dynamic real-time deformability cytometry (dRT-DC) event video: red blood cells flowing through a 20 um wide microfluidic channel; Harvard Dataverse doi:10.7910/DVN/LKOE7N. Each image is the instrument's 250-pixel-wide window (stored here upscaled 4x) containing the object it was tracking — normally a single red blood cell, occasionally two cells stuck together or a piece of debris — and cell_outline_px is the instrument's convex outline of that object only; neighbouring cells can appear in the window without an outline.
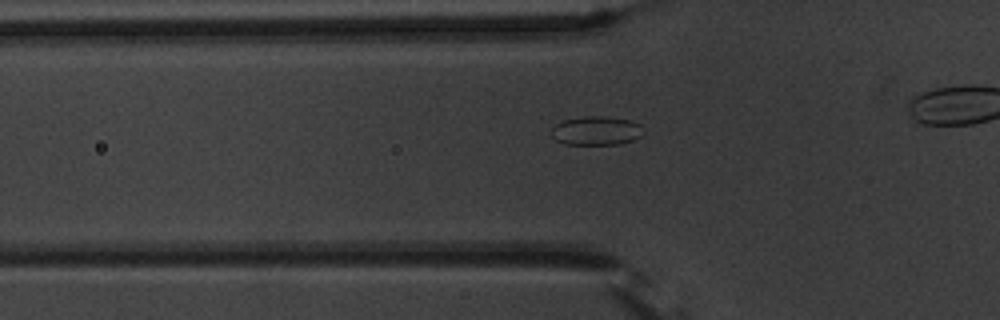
{"species": "common noctule bat (a hibernating species)", "species_latin": "Nyctalus noctula", "temperature_condition": "warm", "stored_images_in_passage": 41, "camera_frame_rate_fps": 3000, "um_per_image_px": 0.085, "animal": {"sex": "male", "body_mass_g": 20.1, "forearm_length_mm": 53.5}, "frame": {"image": 1, "passage_image": 15, "time_ms": 4.667, "image_size_px": [1000, 320], "cell_outline_px": [[640, 136], [632, 140], [620, 144], [564, 144], [556, 140], [552, 136], [552, 128], [556, 124], [564, 120], [584, 116], [604, 116], [628, 120], [640, 124]], "centroid_in_image_um": [50.64, 11.11], "position_along_channel_um": 75.2, "area_um2": 15.2}}
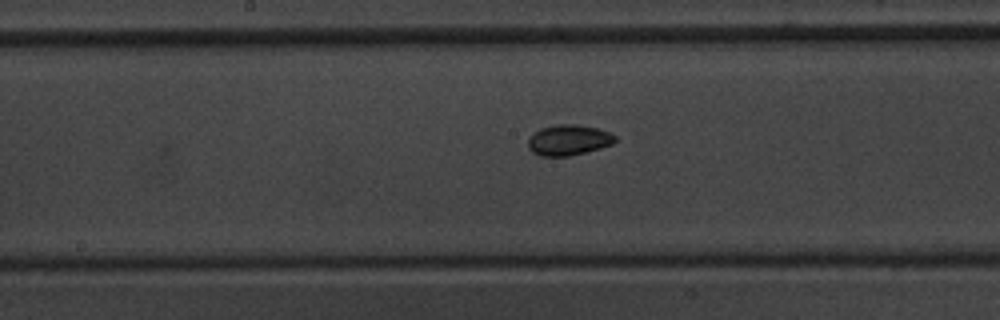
{"frame": {"image": 2, "passage_image": 25, "time_ms": 8.0, "image_size_px": [1000, 320], "cell_outline_px": [[616, 140], [612, 144], [600, 148], [568, 156], [540, 156], [532, 152], [528, 148], [528, 136], [540, 128], [560, 124], [576, 124], [596, 128], [608, 132], [616, 136]], "centroid_in_image_um": [48.28, 11.9], "position_along_channel_um": 199.9, "area_um2": 15.49}}
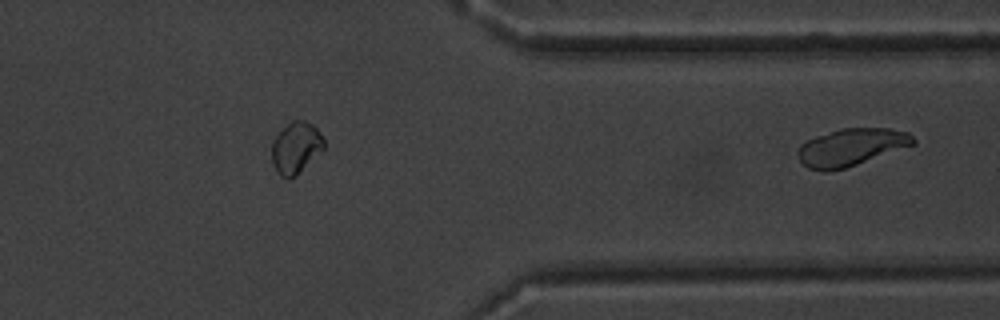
{"frame": {"image": 3, "passage_image": 41, "time_ms": 13.333, "image_size_px": [1000, 320], "cell_outline_px": [[916, 144], [844, 168], [828, 172], [824, 172], [808, 168], [796, 156], [796, 152], [800, 144], [816, 136], [840, 128], [888, 128], [908, 132], [916, 140]], "centroid_in_image_um": [72.32, 12.51], "position_along_channel_um": 339.1, "area_um2": 25.09}}